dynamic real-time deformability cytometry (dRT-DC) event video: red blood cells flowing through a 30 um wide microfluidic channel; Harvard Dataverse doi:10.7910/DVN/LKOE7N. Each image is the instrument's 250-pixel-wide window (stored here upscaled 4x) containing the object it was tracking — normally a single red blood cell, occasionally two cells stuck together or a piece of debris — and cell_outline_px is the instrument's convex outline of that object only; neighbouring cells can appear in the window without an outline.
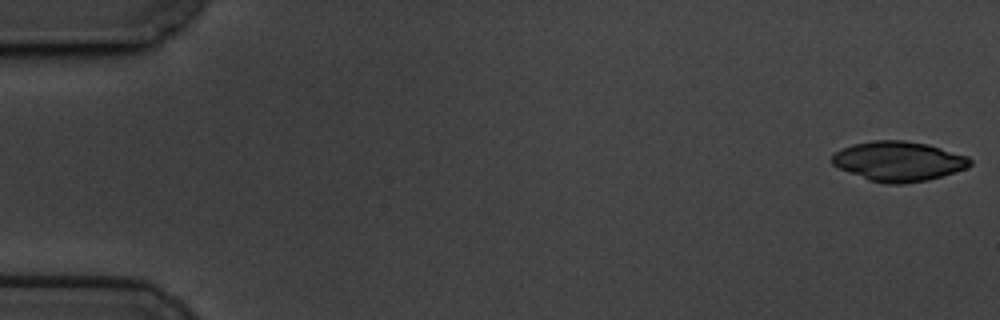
{"species": "common noctule bat (a hibernating species)", "species_latin": "Nyctalus noctula", "temperature_condition": "cold", "stored_images_in_passage": 58, "camera_frame_rate_fps": 3000, "um_per_image_px": 0.085, "animal": {"sex": "male", "body_mass_g": 19.5, "forearm_length_mm": 54.6}, "frame": {"image": 1, "passage_image": 1, "time_ms": 0.0, "image_size_px": [1000, 320], "cell_outline_px": [[972, 164], [968, 168], [928, 180], [904, 184], [884, 184], [868, 180], [840, 168], [832, 164], [832, 156], [840, 148], [852, 144], [872, 140], [904, 140], [928, 144], [968, 156], [972, 160]], "centroid_in_image_um": [76.39, 13.7], "position_along_channel_um": 8.6, "area_um2": 32.19}}